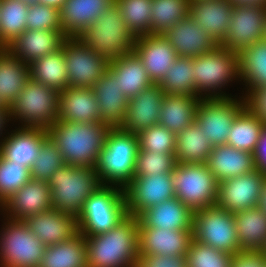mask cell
Returning a JSON list of instances; mask_svg holds the SVG:
<instances>
[{"instance_id":"cell-36","label":"cell","mask_w":266,"mask_h":267,"mask_svg":"<svg viewBox=\"0 0 266 267\" xmlns=\"http://www.w3.org/2000/svg\"><path fill=\"white\" fill-rule=\"evenodd\" d=\"M212 148L206 134L194 122L176 135V163H206Z\"/></svg>"},{"instance_id":"cell-42","label":"cell","mask_w":266,"mask_h":267,"mask_svg":"<svg viewBox=\"0 0 266 267\" xmlns=\"http://www.w3.org/2000/svg\"><path fill=\"white\" fill-rule=\"evenodd\" d=\"M189 0H152L151 34H163L189 16Z\"/></svg>"},{"instance_id":"cell-61","label":"cell","mask_w":266,"mask_h":267,"mask_svg":"<svg viewBox=\"0 0 266 267\" xmlns=\"http://www.w3.org/2000/svg\"><path fill=\"white\" fill-rule=\"evenodd\" d=\"M0 105H5V104L1 101V99H0Z\"/></svg>"},{"instance_id":"cell-8","label":"cell","mask_w":266,"mask_h":267,"mask_svg":"<svg viewBox=\"0 0 266 267\" xmlns=\"http://www.w3.org/2000/svg\"><path fill=\"white\" fill-rule=\"evenodd\" d=\"M127 216L123 188L100 186L84 203L79 213V233L98 235L109 231Z\"/></svg>"},{"instance_id":"cell-40","label":"cell","mask_w":266,"mask_h":267,"mask_svg":"<svg viewBox=\"0 0 266 267\" xmlns=\"http://www.w3.org/2000/svg\"><path fill=\"white\" fill-rule=\"evenodd\" d=\"M29 5L21 0H0V48H6L26 30Z\"/></svg>"},{"instance_id":"cell-22","label":"cell","mask_w":266,"mask_h":267,"mask_svg":"<svg viewBox=\"0 0 266 267\" xmlns=\"http://www.w3.org/2000/svg\"><path fill=\"white\" fill-rule=\"evenodd\" d=\"M163 35L173 46L178 57L194 58L218 46L217 42L189 16L178 21Z\"/></svg>"},{"instance_id":"cell-48","label":"cell","mask_w":266,"mask_h":267,"mask_svg":"<svg viewBox=\"0 0 266 267\" xmlns=\"http://www.w3.org/2000/svg\"><path fill=\"white\" fill-rule=\"evenodd\" d=\"M138 150L175 153L176 135L166 127L156 124L137 134Z\"/></svg>"},{"instance_id":"cell-46","label":"cell","mask_w":266,"mask_h":267,"mask_svg":"<svg viewBox=\"0 0 266 267\" xmlns=\"http://www.w3.org/2000/svg\"><path fill=\"white\" fill-rule=\"evenodd\" d=\"M186 259L188 267H231L232 254L192 239Z\"/></svg>"},{"instance_id":"cell-50","label":"cell","mask_w":266,"mask_h":267,"mask_svg":"<svg viewBox=\"0 0 266 267\" xmlns=\"http://www.w3.org/2000/svg\"><path fill=\"white\" fill-rule=\"evenodd\" d=\"M135 267H188L186 255H139Z\"/></svg>"},{"instance_id":"cell-34","label":"cell","mask_w":266,"mask_h":267,"mask_svg":"<svg viewBox=\"0 0 266 267\" xmlns=\"http://www.w3.org/2000/svg\"><path fill=\"white\" fill-rule=\"evenodd\" d=\"M30 79L29 66L13 56L6 48H0V99L10 106Z\"/></svg>"},{"instance_id":"cell-9","label":"cell","mask_w":266,"mask_h":267,"mask_svg":"<svg viewBox=\"0 0 266 267\" xmlns=\"http://www.w3.org/2000/svg\"><path fill=\"white\" fill-rule=\"evenodd\" d=\"M172 177L175 197L193 212L215 205L219 182L206 163H176Z\"/></svg>"},{"instance_id":"cell-39","label":"cell","mask_w":266,"mask_h":267,"mask_svg":"<svg viewBox=\"0 0 266 267\" xmlns=\"http://www.w3.org/2000/svg\"><path fill=\"white\" fill-rule=\"evenodd\" d=\"M264 122L247 106L235 117L230 127L227 145L254 154L261 139Z\"/></svg>"},{"instance_id":"cell-60","label":"cell","mask_w":266,"mask_h":267,"mask_svg":"<svg viewBox=\"0 0 266 267\" xmlns=\"http://www.w3.org/2000/svg\"><path fill=\"white\" fill-rule=\"evenodd\" d=\"M264 40H266V26H265V35H264Z\"/></svg>"},{"instance_id":"cell-53","label":"cell","mask_w":266,"mask_h":267,"mask_svg":"<svg viewBox=\"0 0 266 267\" xmlns=\"http://www.w3.org/2000/svg\"><path fill=\"white\" fill-rule=\"evenodd\" d=\"M254 160L256 169L266 175V124L263 126L261 139L254 152Z\"/></svg>"},{"instance_id":"cell-31","label":"cell","mask_w":266,"mask_h":267,"mask_svg":"<svg viewBox=\"0 0 266 267\" xmlns=\"http://www.w3.org/2000/svg\"><path fill=\"white\" fill-rule=\"evenodd\" d=\"M108 69L116 76L121 92L128 100L153 84L134 52L109 61Z\"/></svg>"},{"instance_id":"cell-23","label":"cell","mask_w":266,"mask_h":267,"mask_svg":"<svg viewBox=\"0 0 266 267\" xmlns=\"http://www.w3.org/2000/svg\"><path fill=\"white\" fill-rule=\"evenodd\" d=\"M58 120L75 123L101 122L93 88L68 86L60 92Z\"/></svg>"},{"instance_id":"cell-56","label":"cell","mask_w":266,"mask_h":267,"mask_svg":"<svg viewBox=\"0 0 266 267\" xmlns=\"http://www.w3.org/2000/svg\"><path fill=\"white\" fill-rule=\"evenodd\" d=\"M66 0H38V3L61 9Z\"/></svg>"},{"instance_id":"cell-41","label":"cell","mask_w":266,"mask_h":267,"mask_svg":"<svg viewBox=\"0 0 266 267\" xmlns=\"http://www.w3.org/2000/svg\"><path fill=\"white\" fill-rule=\"evenodd\" d=\"M158 85L165 94L198 97L194 86L193 58L178 57Z\"/></svg>"},{"instance_id":"cell-49","label":"cell","mask_w":266,"mask_h":267,"mask_svg":"<svg viewBox=\"0 0 266 267\" xmlns=\"http://www.w3.org/2000/svg\"><path fill=\"white\" fill-rule=\"evenodd\" d=\"M26 29L62 31L60 10L41 3L29 5Z\"/></svg>"},{"instance_id":"cell-43","label":"cell","mask_w":266,"mask_h":267,"mask_svg":"<svg viewBox=\"0 0 266 267\" xmlns=\"http://www.w3.org/2000/svg\"><path fill=\"white\" fill-rule=\"evenodd\" d=\"M114 2L135 37L151 34L152 0H114Z\"/></svg>"},{"instance_id":"cell-15","label":"cell","mask_w":266,"mask_h":267,"mask_svg":"<svg viewBox=\"0 0 266 267\" xmlns=\"http://www.w3.org/2000/svg\"><path fill=\"white\" fill-rule=\"evenodd\" d=\"M265 179L256 169L219 182L215 205L231 213L259 206Z\"/></svg>"},{"instance_id":"cell-26","label":"cell","mask_w":266,"mask_h":267,"mask_svg":"<svg viewBox=\"0 0 266 267\" xmlns=\"http://www.w3.org/2000/svg\"><path fill=\"white\" fill-rule=\"evenodd\" d=\"M233 4L229 0H201L190 3L189 17L218 45L227 36Z\"/></svg>"},{"instance_id":"cell-37","label":"cell","mask_w":266,"mask_h":267,"mask_svg":"<svg viewBox=\"0 0 266 267\" xmlns=\"http://www.w3.org/2000/svg\"><path fill=\"white\" fill-rule=\"evenodd\" d=\"M30 79L58 92L69 86L63 45L59 50L47 54L28 64Z\"/></svg>"},{"instance_id":"cell-32","label":"cell","mask_w":266,"mask_h":267,"mask_svg":"<svg viewBox=\"0 0 266 267\" xmlns=\"http://www.w3.org/2000/svg\"><path fill=\"white\" fill-rule=\"evenodd\" d=\"M201 97L185 94H164L159 124L177 135L195 122Z\"/></svg>"},{"instance_id":"cell-13","label":"cell","mask_w":266,"mask_h":267,"mask_svg":"<svg viewBox=\"0 0 266 267\" xmlns=\"http://www.w3.org/2000/svg\"><path fill=\"white\" fill-rule=\"evenodd\" d=\"M62 45L69 86L93 88L108 70L109 61L77 37H66Z\"/></svg>"},{"instance_id":"cell-45","label":"cell","mask_w":266,"mask_h":267,"mask_svg":"<svg viewBox=\"0 0 266 267\" xmlns=\"http://www.w3.org/2000/svg\"><path fill=\"white\" fill-rule=\"evenodd\" d=\"M65 165L63 157L56 144L48 137L42 144L40 152L33 161L31 178L34 180L48 181L51 176Z\"/></svg>"},{"instance_id":"cell-20","label":"cell","mask_w":266,"mask_h":267,"mask_svg":"<svg viewBox=\"0 0 266 267\" xmlns=\"http://www.w3.org/2000/svg\"><path fill=\"white\" fill-rule=\"evenodd\" d=\"M24 222L46 247L70 240L79 234L78 217L53 208L29 216Z\"/></svg>"},{"instance_id":"cell-5","label":"cell","mask_w":266,"mask_h":267,"mask_svg":"<svg viewBox=\"0 0 266 267\" xmlns=\"http://www.w3.org/2000/svg\"><path fill=\"white\" fill-rule=\"evenodd\" d=\"M77 38L108 61L133 52L136 39L125 24L115 2Z\"/></svg>"},{"instance_id":"cell-10","label":"cell","mask_w":266,"mask_h":267,"mask_svg":"<svg viewBox=\"0 0 266 267\" xmlns=\"http://www.w3.org/2000/svg\"><path fill=\"white\" fill-rule=\"evenodd\" d=\"M6 220L0 231V267H40L46 246L24 221Z\"/></svg>"},{"instance_id":"cell-29","label":"cell","mask_w":266,"mask_h":267,"mask_svg":"<svg viewBox=\"0 0 266 267\" xmlns=\"http://www.w3.org/2000/svg\"><path fill=\"white\" fill-rule=\"evenodd\" d=\"M114 0H66L60 9V22L66 37H78L95 22Z\"/></svg>"},{"instance_id":"cell-3","label":"cell","mask_w":266,"mask_h":267,"mask_svg":"<svg viewBox=\"0 0 266 267\" xmlns=\"http://www.w3.org/2000/svg\"><path fill=\"white\" fill-rule=\"evenodd\" d=\"M138 149L137 134L111 128L95 166L101 184L124 188L135 176Z\"/></svg>"},{"instance_id":"cell-19","label":"cell","mask_w":266,"mask_h":267,"mask_svg":"<svg viewBox=\"0 0 266 267\" xmlns=\"http://www.w3.org/2000/svg\"><path fill=\"white\" fill-rule=\"evenodd\" d=\"M164 94L158 84H152L129 99L126 117L120 128L138 134L159 124Z\"/></svg>"},{"instance_id":"cell-30","label":"cell","mask_w":266,"mask_h":267,"mask_svg":"<svg viewBox=\"0 0 266 267\" xmlns=\"http://www.w3.org/2000/svg\"><path fill=\"white\" fill-rule=\"evenodd\" d=\"M206 165L218 182L256 170L253 153L227 144L213 146Z\"/></svg>"},{"instance_id":"cell-16","label":"cell","mask_w":266,"mask_h":267,"mask_svg":"<svg viewBox=\"0 0 266 267\" xmlns=\"http://www.w3.org/2000/svg\"><path fill=\"white\" fill-rule=\"evenodd\" d=\"M266 6L233 5V12L223 47L240 52L243 48L264 40Z\"/></svg>"},{"instance_id":"cell-55","label":"cell","mask_w":266,"mask_h":267,"mask_svg":"<svg viewBox=\"0 0 266 267\" xmlns=\"http://www.w3.org/2000/svg\"><path fill=\"white\" fill-rule=\"evenodd\" d=\"M233 5L266 6V0H229Z\"/></svg>"},{"instance_id":"cell-24","label":"cell","mask_w":266,"mask_h":267,"mask_svg":"<svg viewBox=\"0 0 266 267\" xmlns=\"http://www.w3.org/2000/svg\"><path fill=\"white\" fill-rule=\"evenodd\" d=\"M48 131L42 128H17L0 142V154L8 161L31 169Z\"/></svg>"},{"instance_id":"cell-44","label":"cell","mask_w":266,"mask_h":267,"mask_svg":"<svg viewBox=\"0 0 266 267\" xmlns=\"http://www.w3.org/2000/svg\"><path fill=\"white\" fill-rule=\"evenodd\" d=\"M31 179L29 168L8 161L0 154V206Z\"/></svg>"},{"instance_id":"cell-59","label":"cell","mask_w":266,"mask_h":267,"mask_svg":"<svg viewBox=\"0 0 266 267\" xmlns=\"http://www.w3.org/2000/svg\"><path fill=\"white\" fill-rule=\"evenodd\" d=\"M189 1L190 3H192V2L201 1V0H189Z\"/></svg>"},{"instance_id":"cell-54","label":"cell","mask_w":266,"mask_h":267,"mask_svg":"<svg viewBox=\"0 0 266 267\" xmlns=\"http://www.w3.org/2000/svg\"><path fill=\"white\" fill-rule=\"evenodd\" d=\"M12 118L10 117V108L6 105H0V134L2 135V131L5 130L4 126L6 122L8 123L9 120Z\"/></svg>"},{"instance_id":"cell-17","label":"cell","mask_w":266,"mask_h":267,"mask_svg":"<svg viewBox=\"0 0 266 267\" xmlns=\"http://www.w3.org/2000/svg\"><path fill=\"white\" fill-rule=\"evenodd\" d=\"M133 52L142 61L153 84L160 82L178 58L175 49L163 34L136 37Z\"/></svg>"},{"instance_id":"cell-58","label":"cell","mask_w":266,"mask_h":267,"mask_svg":"<svg viewBox=\"0 0 266 267\" xmlns=\"http://www.w3.org/2000/svg\"><path fill=\"white\" fill-rule=\"evenodd\" d=\"M21 1H23L27 5H33L35 3H38V0H21Z\"/></svg>"},{"instance_id":"cell-12","label":"cell","mask_w":266,"mask_h":267,"mask_svg":"<svg viewBox=\"0 0 266 267\" xmlns=\"http://www.w3.org/2000/svg\"><path fill=\"white\" fill-rule=\"evenodd\" d=\"M246 106V100L236 98H201L195 122L213 146L227 143L236 115Z\"/></svg>"},{"instance_id":"cell-33","label":"cell","mask_w":266,"mask_h":267,"mask_svg":"<svg viewBox=\"0 0 266 267\" xmlns=\"http://www.w3.org/2000/svg\"><path fill=\"white\" fill-rule=\"evenodd\" d=\"M240 250H264L266 212L259 206L233 213Z\"/></svg>"},{"instance_id":"cell-35","label":"cell","mask_w":266,"mask_h":267,"mask_svg":"<svg viewBox=\"0 0 266 267\" xmlns=\"http://www.w3.org/2000/svg\"><path fill=\"white\" fill-rule=\"evenodd\" d=\"M238 54L239 80H243L248 89L246 98L254 89L266 87V40L247 46Z\"/></svg>"},{"instance_id":"cell-51","label":"cell","mask_w":266,"mask_h":267,"mask_svg":"<svg viewBox=\"0 0 266 267\" xmlns=\"http://www.w3.org/2000/svg\"><path fill=\"white\" fill-rule=\"evenodd\" d=\"M231 267H266L263 250H240L232 255Z\"/></svg>"},{"instance_id":"cell-18","label":"cell","mask_w":266,"mask_h":267,"mask_svg":"<svg viewBox=\"0 0 266 267\" xmlns=\"http://www.w3.org/2000/svg\"><path fill=\"white\" fill-rule=\"evenodd\" d=\"M6 217L24 221L29 216L52 209L51 190L47 181L31 179L1 206Z\"/></svg>"},{"instance_id":"cell-1","label":"cell","mask_w":266,"mask_h":267,"mask_svg":"<svg viewBox=\"0 0 266 267\" xmlns=\"http://www.w3.org/2000/svg\"><path fill=\"white\" fill-rule=\"evenodd\" d=\"M88 267H135L139 256V218L127 215L109 231L84 235Z\"/></svg>"},{"instance_id":"cell-47","label":"cell","mask_w":266,"mask_h":267,"mask_svg":"<svg viewBox=\"0 0 266 267\" xmlns=\"http://www.w3.org/2000/svg\"><path fill=\"white\" fill-rule=\"evenodd\" d=\"M175 165V153L160 154L158 151L138 150L135 161V176L172 173Z\"/></svg>"},{"instance_id":"cell-7","label":"cell","mask_w":266,"mask_h":267,"mask_svg":"<svg viewBox=\"0 0 266 267\" xmlns=\"http://www.w3.org/2000/svg\"><path fill=\"white\" fill-rule=\"evenodd\" d=\"M59 96L55 89L29 79L9 106L10 117L22 121L21 128L48 130L58 120Z\"/></svg>"},{"instance_id":"cell-2","label":"cell","mask_w":266,"mask_h":267,"mask_svg":"<svg viewBox=\"0 0 266 267\" xmlns=\"http://www.w3.org/2000/svg\"><path fill=\"white\" fill-rule=\"evenodd\" d=\"M111 127L102 122L75 123L56 120L47 130L65 164L95 168Z\"/></svg>"},{"instance_id":"cell-4","label":"cell","mask_w":266,"mask_h":267,"mask_svg":"<svg viewBox=\"0 0 266 267\" xmlns=\"http://www.w3.org/2000/svg\"><path fill=\"white\" fill-rule=\"evenodd\" d=\"M51 190L52 208L78 216L85 201L102 186L93 167L65 164L47 181Z\"/></svg>"},{"instance_id":"cell-27","label":"cell","mask_w":266,"mask_h":267,"mask_svg":"<svg viewBox=\"0 0 266 267\" xmlns=\"http://www.w3.org/2000/svg\"><path fill=\"white\" fill-rule=\"evenodd\" d=\"M93 91L100 106L101 122L111 128L121 127L126 117L128 99L121 92L116 76L108 69L95 83Z\"/></svg>"},{"instance_id":"cell-38","label":"cell","mask_w":266,"mask_h":267,"mask_svg":"<svg viewBox=\"0 0 266 267\" xmlns=\"http://www.w3.org/2000/svg\"><path fill=\"white\" fill-rule=\"evenodd\" d=\"M40 267H88L85 236L79 233L70 240L47 246Z\"/></svg>"},{"instance_id":"cell-28","label":"cell","mask_w":266,"mask_h":267,"mask_svg":"<svg viewBox=\"0 0 266 267\" xmlns=\"http://www.w3.org/2000/svg\"><path fill=\"white\" fill-rule=\"evenodd\" d=\"M193 214L189 207L174 197L144 211L138 217L139 227L193 230Z\"/></svg>"},{"instance_id":"cell-52","label":"cell","mask_w":266,"mask_h":267,"mask_svg":"<svg viewBox=\"0 0 266 267\" xmlns=\"http://www.w3.org/2000/svg\"><path fill=\"white\" fill-rule=\"evenodd\" d=\"M245 100L246 106L266 124V87L254 89Z\"/></svg>"},{"instance_id":"cell-21","label":"cell","mask_w":266,"mask_h":267,"mask_svg":"<svg viewBox=\"0 0 266 267\" xmlns=\"http://www.w3.org/2000/svg\"><path fill=\"white\" fill-rule=\"evenodd\" d=\"M193 230L139 227V255H186Z\"/></svg>"},{"instance_id":"cell-6","label":"cell","mask_w":266,"mask_h":267,"mask_svg":"<svg viewBox=\"0 0 266 267\" xmlns=\"http://www.w3.org/2000/svg\"><path fill=\"white\" fill-rule=\"evenodd\" d=\"M193 70L198 97L227 98L229 95L217 91H221L230 81L240 78L239 54L218 45L206 54L194 57Z\"/></svg>"},{"instance_id":"cell-14","label":"cell","mask_w":266,"mask_h":267,"mask_svg":"<svg viewBox=\"0 0 266 267\" xmlns=\"http://www.w3.org/2000/svg\"><path fill=\"white\" fill-rule=\"evenodd\" d=\"M123 192L127 215L138 218L156 204L175 197L172 173L134 176Z\"/></svg>"},{"instance_id":"cell-57","label":"cell","mask_w":266,"mask_h":267,"mask_svg":"<svg viewBox=\"0 0 266 267\" xmlns=\"http://www.w3.org/2000/svg\"><path fill=\"white\" fill-rule=\"evenodd\" d=\"M259 207L266 212V179L263 184Z\"/></svg>"},{"instance_id":"cell-11","label":"cell","mask_w":266,"mask_h":267,"mask_svg":"<svg viewBox=\"0 0 266 267\" xmlns=\"http://www.w3.org/2000/svg\"><path fill=\"white\" fill-rule=\"evenodd\" d=\"M193 239L228 254L240 251L233 213L216 205L194 211Z\"/></svg>"},{"instance_id":"cell-25","label":"cell","mask_w":266,"mask_h":267,"mask_svg":"<svg viewBox=\"0 0 266 267\" xmlns=\"http://www.w3.org/2000/svg\"><path fill=\"white\" fill-rule=\"evenodd\" d=\"M65 38L63 31L26 29L6 49L16 58L30 64L59 50Z\"/></svg>"}]
</instances>
